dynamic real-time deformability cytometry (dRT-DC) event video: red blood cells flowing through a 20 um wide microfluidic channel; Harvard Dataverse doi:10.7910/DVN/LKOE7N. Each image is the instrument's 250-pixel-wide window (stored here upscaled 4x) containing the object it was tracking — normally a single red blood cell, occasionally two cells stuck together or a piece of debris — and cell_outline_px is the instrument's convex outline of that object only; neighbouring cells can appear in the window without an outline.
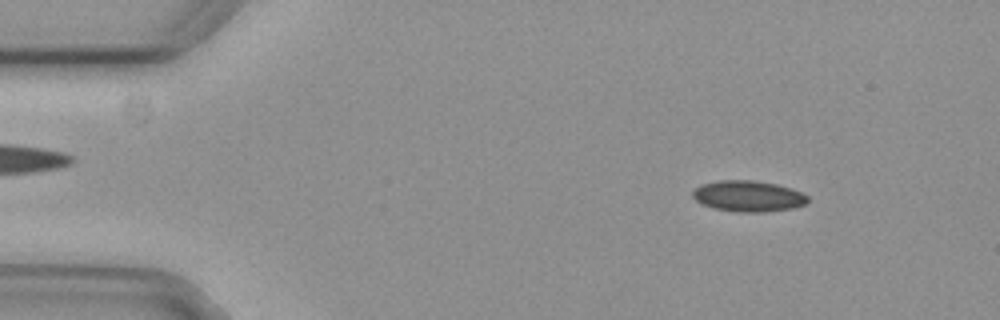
{"species": "common noctule bat (a hibernating species)", "species_latin": "Nyctalus noctula", "temperature_condition": "cold", "stored_images_in_passage": 3, "camera_frame_rate_fps": 3000, "um_per_image_px": 0.085, "animal": {"sex": "female", "body_mass_g": 29.2, "forearm_length_mm": 56.3}, "frame": {"image": 1, "passage_image": 1, "time_ms": 0.0, "image_size_px": [1000, 320], "cell_outline_px": [[808, 200], [804, 204], [792, 208], [760, 212], [740, 212], [712, 208], [700, 204], [692, 196], [692, 192], [700, 184], [720, 180], [752, 180], [776, 184], [792, 188], [808, 196]], "centroid_in_image_um": [63.56, 16.66], "position_along_channel_um": 21.4, "area_um2": 20.75}}